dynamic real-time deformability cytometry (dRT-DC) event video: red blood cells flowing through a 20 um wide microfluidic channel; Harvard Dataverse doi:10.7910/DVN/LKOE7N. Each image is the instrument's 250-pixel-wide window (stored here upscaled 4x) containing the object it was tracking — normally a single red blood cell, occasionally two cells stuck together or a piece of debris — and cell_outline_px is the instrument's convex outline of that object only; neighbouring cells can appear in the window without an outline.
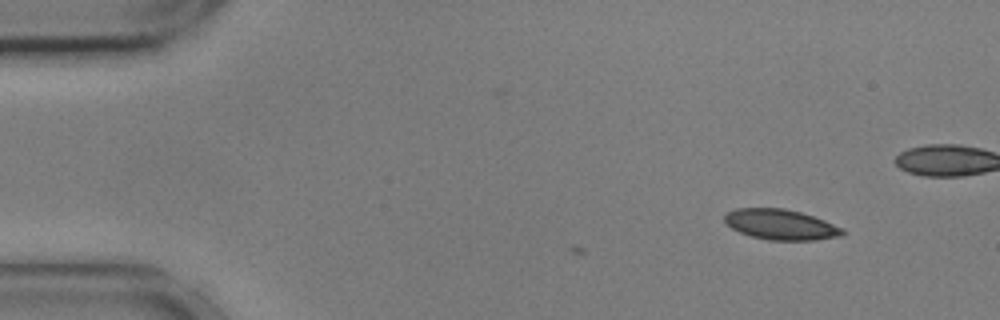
{"species": "common noctule bat (a hibernating species)", "species_latin": "Nyctalus noctula", "temperature_condition": "cold", "stored_images_in_passage": 3, "camera_frame_rate_fps": 3000, "um_per_image_px": 0.085, "animal": {"sex": "male", "body_mass_g": 17.9, "forearm_length_mm": 54.2}, "frame": {"image": 1, "passage_image": 3, "time_ms": 0.667, "image_size_px": [1000, 320], "cell_outline_px": [[844, 236], [816, 240], [768, 240], [752, 236], [740, 232], [732, 228], [724, 220], [724, 216], [728, 212], [736, 208], [784, 208], [800, 212], [824, 220], [844, 228]], "centroid_in_image_um": [66.4, 19.09], "position_along_channel_um": 18.6, "area_um2": 20.87}}